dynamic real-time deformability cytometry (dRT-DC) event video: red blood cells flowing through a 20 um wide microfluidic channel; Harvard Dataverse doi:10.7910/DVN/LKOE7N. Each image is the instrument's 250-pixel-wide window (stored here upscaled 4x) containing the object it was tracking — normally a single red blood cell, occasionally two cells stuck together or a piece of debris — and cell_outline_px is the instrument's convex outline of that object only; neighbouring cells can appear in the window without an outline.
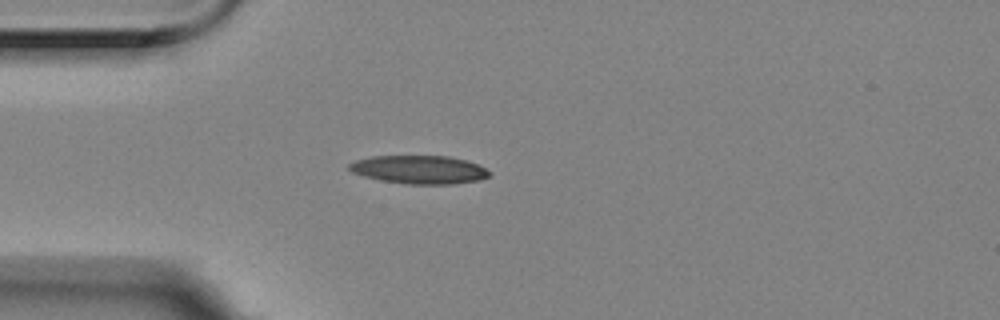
{"species": "Egyptian fruit bat (a non-hibernating species)", "species_latin": "Rousettus aegyptiacus", "temperature_condition": "room temperature", "stored_images_in_passage": 42, "camera_frame_rate_fps": 3000, "um_per_image_px": 0.085, "animal": {"sex": "female"}, "frame": {"image": 1, "passage_image": 1, "time_ms": 0.0, "image_size_px": [1000, 320], "cell_outline_px": [[492, 176], [480, 180], [452, 184], [408, 184], [384, 180], [364, 176], [352, 172], [348, 168], [348, 164], [356, 160], [372, 156], [448, 156], [468, 160], [492, 172]], "centroid_in_image_um": [35.68, 14.41], "position_along_channel_um": 49.3, "area_um2": 23.12}}
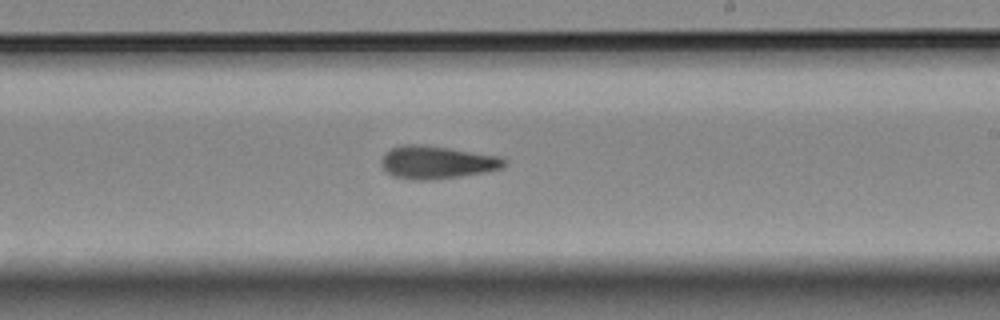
{"frame": {"image": 2, "passage_image": 19, "time_ms": 6.0, "image_size_px": [1000, 320], "cell_outline_px": [[504, 164], [500, 168], [480, 172], [456, 176], [428, 180], [412, 180], [392, 176], [384, 168], [380, 160], [384, 152], [400, 144], [424, 144], [500, 156], [504, 160]], "centroid_in_image_um": [37.04, 13.77], "position_along_channel_um": 252.0, "area_um2": 23.24}}
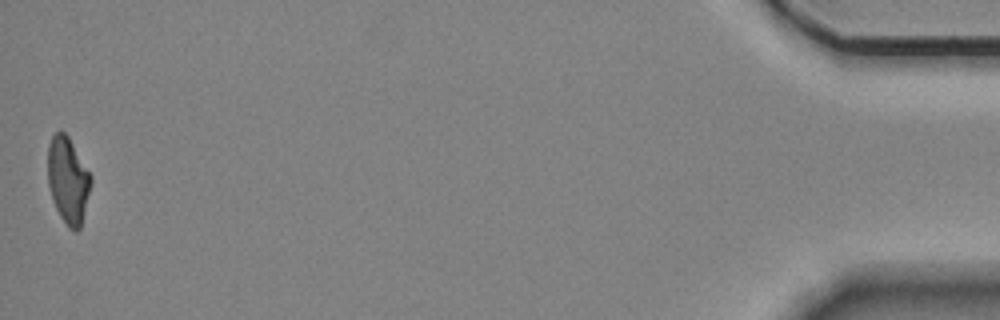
{"frame": {"image": 3, "passage_image": 42, "time_ms": 13.667, "image_size_px": [1000, 320], "cell_outline_px": [[92, 184], [80, 228], [76, 232], [68, 228], [60, 216], [56, 208], [48, 184], [48, 144], [52, 136], [56, 132], [64, 132], [68, 136], [92, 176]], "centroid_in_image_um": [5.79, 15.33], "position_along_channel_um": 429.4, "area_um2": 21.62}, "authors_computed_cell_mechanics": {"area_um2": 22.8021, "velocity_mm_per_s": 3.5311, "shape_relaxation_time_tau1_ms": 5.9547, "shape_relaxation_time_tau2_ms": 3.259, "deformation_change_tau1": 0.1881, "deformation_change_tau2": 0.1242}}